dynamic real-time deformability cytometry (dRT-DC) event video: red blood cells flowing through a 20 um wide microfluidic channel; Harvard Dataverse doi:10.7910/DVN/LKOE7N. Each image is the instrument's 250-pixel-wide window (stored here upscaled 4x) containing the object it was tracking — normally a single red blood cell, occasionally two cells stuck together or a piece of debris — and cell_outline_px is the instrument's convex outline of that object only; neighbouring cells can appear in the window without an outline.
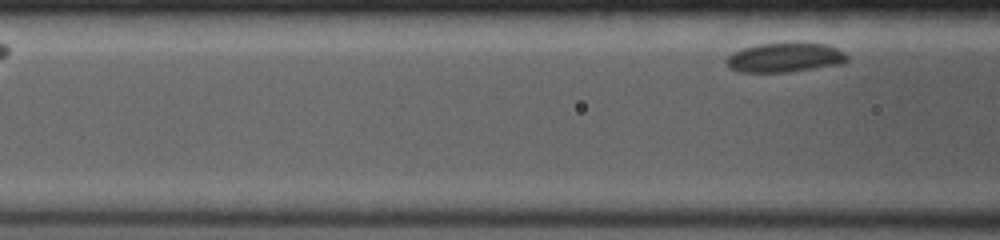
{"species": "common noctule bat (a hibernating species)", "species_latin": "Nyctalus noctula", "temperature_condition": "room temperature", "stored_images_in_passage": 4, "segment_of_instrument_passage": [2, 2], "camera_frame_rate_fps": 4000, "um_per_image_px": 0.085, "animal": {"sex": "female", "body_mass_g": 19.0, "forearm_length_mm": 53.3}, "frame": {"image": 1, "passage_image": 4, "time_ms": 2.75, "image_size_px": [1000, 240], "cell_outline_px": [[848, 60], [844, 64], [788, 72], [740, 72], [732, 68], [724, 60], [732, 52], [756, 44], [824, 44], [836, 48], [844, 52], [848, 56]], "centroid_in_image_um": [66.73, 4.91], "position_along_channel_um": 99.9, "area_um2": 20.4}}